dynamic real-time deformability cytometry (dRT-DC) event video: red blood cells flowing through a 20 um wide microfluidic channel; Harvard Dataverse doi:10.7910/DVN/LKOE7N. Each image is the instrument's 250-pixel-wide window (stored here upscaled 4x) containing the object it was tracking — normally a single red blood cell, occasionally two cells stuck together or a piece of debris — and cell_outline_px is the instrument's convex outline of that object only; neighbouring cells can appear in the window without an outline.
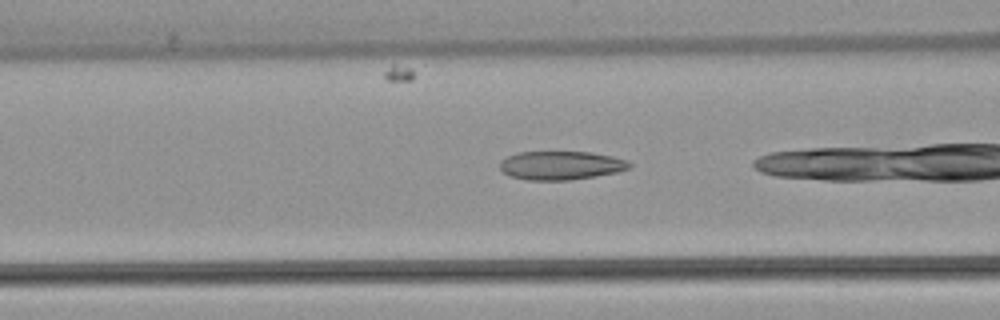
{"species": "common noctule bat (a hibernating species)", "species_latin": "Nyctalus noctula", "temperature_condition": "warm", "stored_images_in_passage": 19, "camera_frame_rate_fps": 3000, "um_per_image_px": 0.085, "animal": {"sex": "female", "body_mass_g": 22.7, "forearm_length_mm": 54.2}, "frame": {"image": 1, "passage_image": 4, "time_ms": 1.0, "image_size_px": [1000, 320], "cell_outline_px": [[632, 164], [628, 168], [616, 172], [572, 180], [524, 180], [512, 176], [504, 172], [500, 168], [500, 160], [508, 156], [520, 152], [592, 152], [612, 156], [628, 160]], "centroid_in_image_um": [47.68, 14.06], "position_along_channel_um": 118.9, "area_um2": 21.56}}